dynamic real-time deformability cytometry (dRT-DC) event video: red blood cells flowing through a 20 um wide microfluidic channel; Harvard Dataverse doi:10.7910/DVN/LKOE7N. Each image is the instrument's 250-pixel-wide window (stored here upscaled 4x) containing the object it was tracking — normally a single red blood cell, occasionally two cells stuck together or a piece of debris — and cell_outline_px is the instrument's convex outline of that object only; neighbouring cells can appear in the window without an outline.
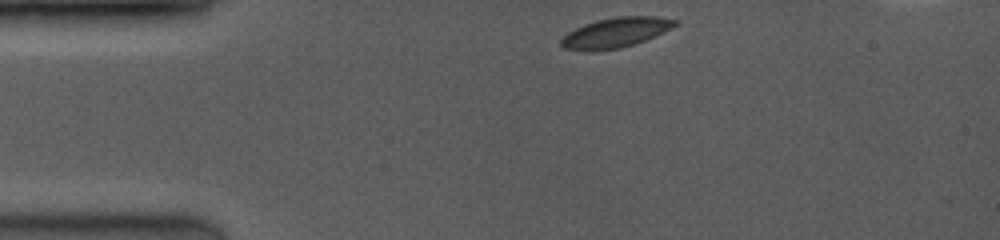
{"species": "common noctule bat (a hibernating species)", "species_latin": "Nyctalus noctula", "temperature_condition": "room temperature", "stored_images_in_passage": 55, "camera_frame_rate_fps": 3500, "um_per_image_px": 0.085, "animal": {"sex": "female", "body_mass_g": 19.0, "forearm_length_mm": 53.3}, "frame": {"image": 1, "passage_image": 1, "time_ms": 0.0, "image_size_px": [1000, 240], "cell_outline_px": [[676, 24], [644, 40], [620, 48], [588, 52], [564, 48], [560, 44], [560, 40], [568, 32], [584, 24], [596, 20], [616, 16], [656, 16], [676, 20]], "centroid_in_image_um": [52.23, 2.77], "position_along_channel_um": 32.8, "area_um2": 19.54}}
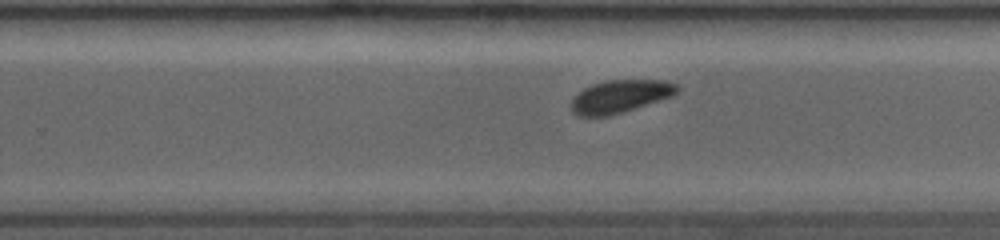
{"frame": {"image": 2, "passage_image": 31, "time_ms": 7.143, "image_size_px": [1000, 240], "cell_outline_px": [[680, 88], [672, 96], [636, 108], [608, 116], [576, 116], [572, 112], [572, 100], [584, 88], [592, 84], [604, 80], [664, 80], [676, 84]], "centroid_in_image_um": [52.71, 8.19], "position_along_channel_um": 277.1, "area_um2": 20.11}}
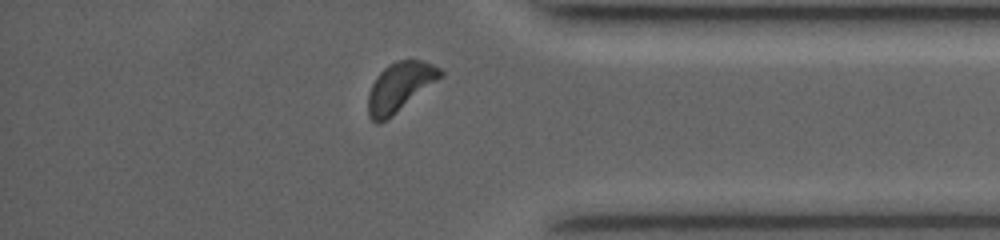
{"frame": {"image": 3, "passage_image": 51, "time_ms": 10.286, "image_size_px": [1000, 240], "cell_outline_px": [[444, 76], [392, 116], [380, 124], [376, 124], [368, 116], [368, 92], [376, 76], [388, 64], [396, 60], [420, 60], [432, 64], [440, 68], [444, 72]], "centroid_in_image_um": [33.98, 7.39], "position_along_channel_um": 401.2, "area_um2": 20.87}, "authors_computed_cell_mechanics": {"area_um2": 20.4612, "velocity_mm_per_s": 4.0738, "shape_relaxation_time_tau1_ms": 1.2834, "shape_relaxation_time_tau2_ms": null, "deformation_change_tau1": 0.0553, "deformation_change_tau2": null}}